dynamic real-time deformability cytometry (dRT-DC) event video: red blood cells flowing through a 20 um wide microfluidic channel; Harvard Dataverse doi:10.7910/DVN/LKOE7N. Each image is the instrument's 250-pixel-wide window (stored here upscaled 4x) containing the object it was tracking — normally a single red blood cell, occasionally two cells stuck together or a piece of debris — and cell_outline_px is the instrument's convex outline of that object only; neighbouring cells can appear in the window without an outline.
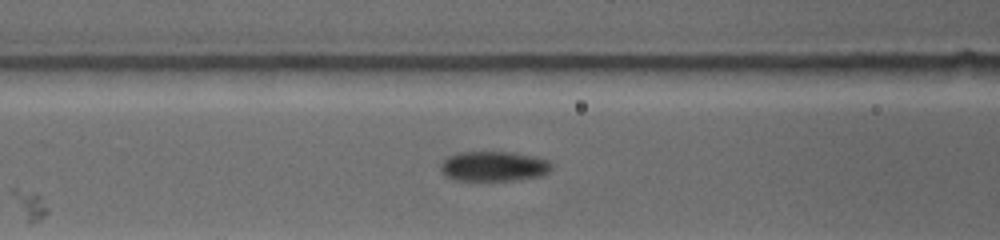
{"species": "common noctule bat (a hibernating species)", "species_latin": "Nyctalus noctula", "temperature_condition": "warm", "stored_images_in_passage": 4, "camera_frame_rate_fps": 4500, "um_per_image_px": 0.085, "animal": {"sex": "female", "body_mass_g": 19.0, "forearm_length_mm": 53.3}, "frame": {"image": 1, "passage_image": 4, "time_ms": 2.667, "image_size_px": [1000, 240], "cell_outline_px": [[552, 168], [544, 176], [516, 180], [452, 180], [444, 176], [440, 172], [440, 164], [448, 156], [456, 152], [512, 152], [532, 156], [548, 160], [552, 164]], "centroid_in_image_um": [41.94, 14.14], "position_along_channel_um": 124.7, "area_um2": 19.65}}